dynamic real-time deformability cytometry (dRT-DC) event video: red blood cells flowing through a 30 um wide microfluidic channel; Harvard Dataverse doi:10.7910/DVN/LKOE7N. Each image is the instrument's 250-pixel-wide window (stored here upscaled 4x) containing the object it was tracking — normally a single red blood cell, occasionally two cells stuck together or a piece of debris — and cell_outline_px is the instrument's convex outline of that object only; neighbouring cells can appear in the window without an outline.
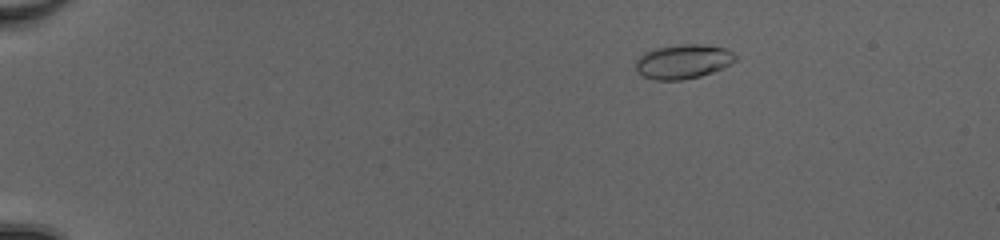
{"species": "common noctule bat (a hibernating species)", "species_latin": "Nyctalus noctula", "temperature_condition": "cold", "stored_images_in_passage": 47, "camera_frame_rate_fps": 3000, "um_per_image_px": 0.085, "animal": {"sex": "female", "body_mass_g": 20.0, "forearm_length_mm": 54.0}, "frame": {"image": 1, "passage_image": 4, "time_ms": 1.0, "image_size_px": [1000, 240], "cell_outline_px": [[736, 60], [724, 68], [700, 76], [680, 80], [652, 80], [636, 72], [636, 60], [644, 52], [656, 48], [680, 44], [704, 44], [728, 48], [736, 56]], "centroid_in_image_um": [58.07, 5.22], "position_along_channel_um": 26.9, "area_um2": 20.11}}
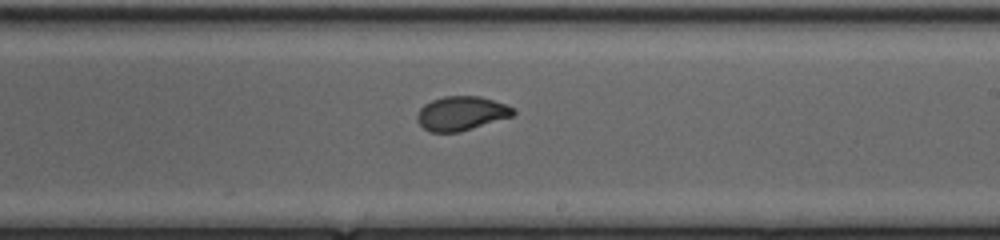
{"frame": {"image": 2, "passage_image": 28, "time_ms": 9.0, "image_size_px": [1000, 240], "cell_outline_px": [[516, 112], [512, 116], [460, 132], [428, 132], [416, 120], [416, 116], [420, 108], [424, 104], [432, 100], [444, 96], [480, 96], [516, 108]], "centroid_in_image_um": [39.2, 9.64], "position_along_channel_um": 249.8, "area_um2": 19.13}}
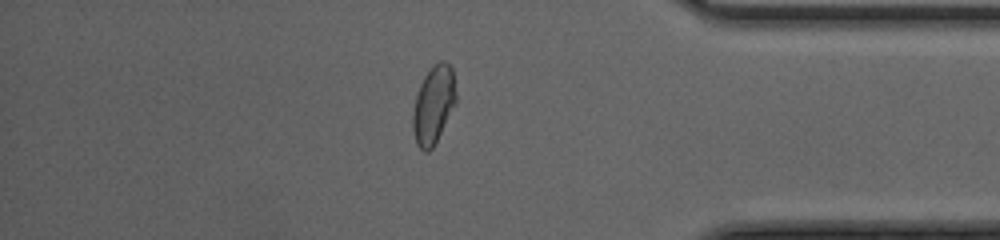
{"frame": {"image": 3, "passage_image": 40, "time_ms": 13.0, "image_size_px": [1000, 240], "cell_outline_px": [[456, 104], [432, 148], [428, 152], [424, 152], [416, 144], [412, 128], [412, 112], [416, 96], [420, 84], [424, 76], [432, 64], [440, 60], [444, 60], [452, 68], [456, 92]], "centroid_in_image_um": [36.84, 8.89], "position_along_channel_um": 398.4, "area_um2": 19.77}, "authors_computed_cell_mechanics": {"area_um2": 19.363, "velocity_mm_per_s": 4.1529, "shape_relaxation_time_tau1_ms": 6.2301, "shape_relaxation_time_tau2_ms": 0.8083, "deformation_change_tau1": 0.2194, "deformation_change_tau2": 0.0406}}